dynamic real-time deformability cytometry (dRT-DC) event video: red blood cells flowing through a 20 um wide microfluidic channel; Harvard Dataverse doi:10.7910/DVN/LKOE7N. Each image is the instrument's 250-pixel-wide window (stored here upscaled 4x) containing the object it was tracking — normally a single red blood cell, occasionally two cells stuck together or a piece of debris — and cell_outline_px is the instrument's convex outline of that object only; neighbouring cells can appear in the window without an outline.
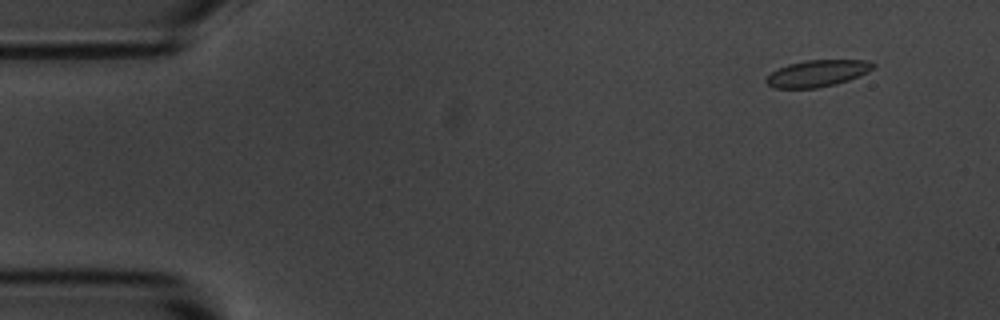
{"species": "common noctule bat (a hibernating species)", "species_latin": "Nyctalus noctula", "temperature_condition": "room temperature", "stored_images_in_passage": 6, "camera_frame_rate_fps": 3000, "um_per_image_px": 0.085, "animal": {"sex": "male", "body_mass_g": 20.1, "forearm_length_mm": 53.5}, "frame": {"image": 1, "passage_image": 2, "time_ms": 0.333, "image_size_px": [1000, 320], "cell_outline_px": [[876, 68], [860, 76], [836, 84], [816, 88], [772, 88], [764, 80], [772, 72], [788, 64], [808, 60], [868, 60], [876, 64]], "centroid_in_image_um": [69.53, 6.23], "position_along_channel_um": 15.5, "area_um2": 16.65}}
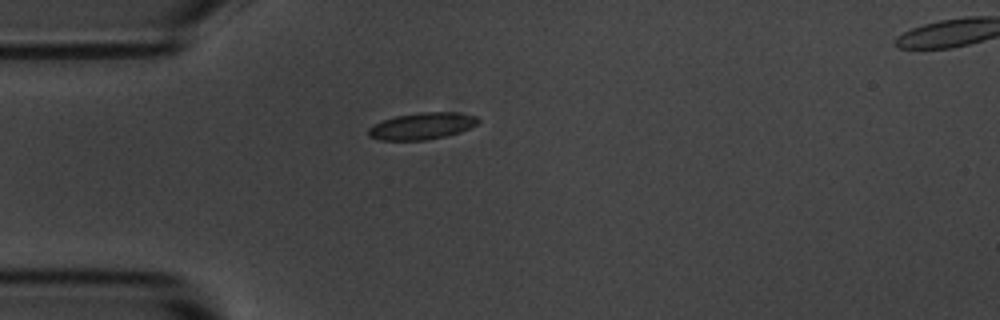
{"frame": {"image": 2, "passage_image": 5, "time_ms": 1.333, "image_size_px": [1000, 320], "cell_outline_px": [[480, 120], [476, 124], [460, 132], [448, 136], [424, 140], [380, 140], [368, 136], [368, 128], [384, 120], [396, 116], [420, 112], [456, 112], [476, 116]], "centroid_in_image_um": [35.88, 10.71], "position_along_channel_um": 49.1, "area_um2": 16.99}}